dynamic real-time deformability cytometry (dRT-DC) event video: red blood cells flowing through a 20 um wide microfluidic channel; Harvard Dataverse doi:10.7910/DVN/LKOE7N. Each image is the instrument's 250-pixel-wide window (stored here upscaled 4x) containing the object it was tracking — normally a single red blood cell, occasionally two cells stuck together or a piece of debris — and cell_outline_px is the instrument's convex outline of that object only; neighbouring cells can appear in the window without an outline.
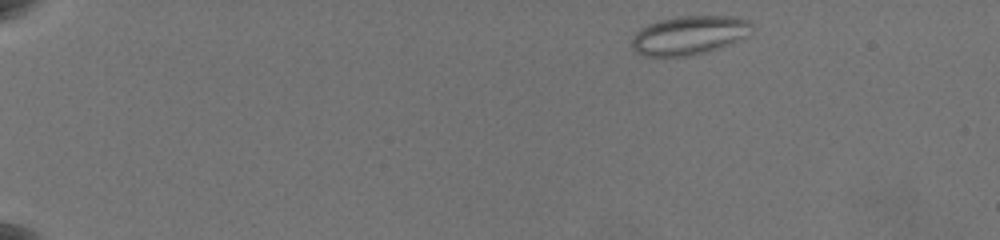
{"species": "common noctule bat (a hibernating species)", "species_latin": "Nyctalus noctula", "temperature_condition": "warm", "stored_images_in_passage": 64, "camera_frame_rate_fps": 3000, "um_per_image_px": 0.085, "animal": {"sex": "female", "body_mass_g": 19.5, "forearm_length_mm": 54.1}, "frame": {"image": 1, "passage_image": 2, "time_ms": 0.333, "image_size_px": [1000, 240], "cell_outline_px": [[756, 28], [748, 36], [716, 48], [704, 52], [688, 56], [644, 56], [636, 52], [632, 48], [632, 40], [636, 32], [652, 24], [664, 20], [684, 16], [724, 16], [748, 20]], "centroid_in_image_um": [58.62, 3.01], "position_along_channel_um": 26.4, "area_um2": 26.59}}
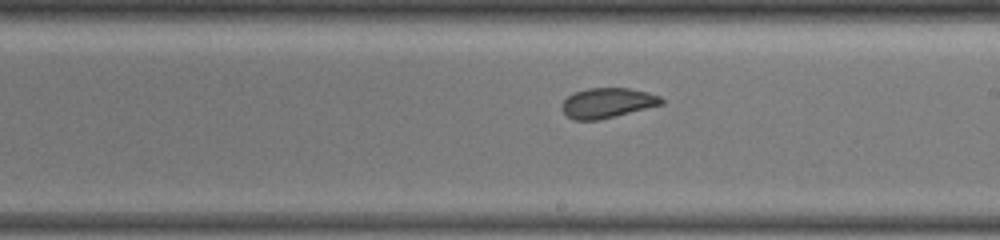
{"frame": {"image": 2, "passage_image": 30, "time_ms": 9.667, "image_size_px": [1000, 240], "cell_outline_px": [[664, 104], [600, 120], [572, 120], [560, 108], [564, 100], [572, 92], [588, 88], [628, 88], [648, 92], [660, 96], [664, 100]], "centroid_in_image_um": [51.62, 8.75], "position_along_channel_um": 237.4, "area_um2": 17.57}}
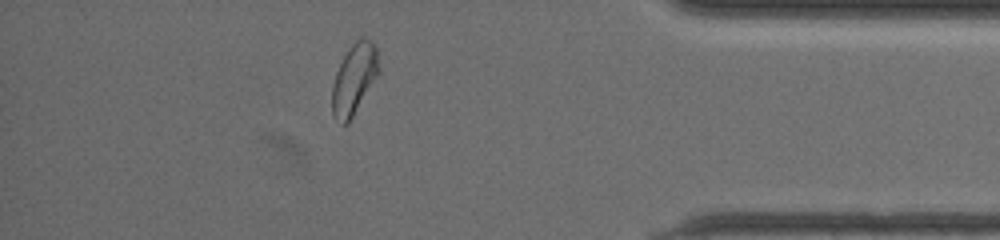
{"frame": {"image": 3, "passage_image": 54, "time_ms": 15.0, "image_size_px": [1000, 240], "cell_outline_px": [[380, 72], [348, 124], [340, 124], [332, 116], [332, 84], [336, 72], [348, 48], [360, 36], [372, 40], [376, 48]], "centroid_in_image_um": [30.1, 6.72], "position_along_channel_um": 405.1, "area_um2": 19.36}, "authors_computed_cell_mechanics": {"area_um2": 18.3515, "velocity_mm_per_s": 3.6164, "shape_relaxation_time_tau1_ms": null, "shape_relaxation_time_tau2_ms": 1.6715, "deformation_change_tau1": null, "deformation_change_tau2": 0.06}}